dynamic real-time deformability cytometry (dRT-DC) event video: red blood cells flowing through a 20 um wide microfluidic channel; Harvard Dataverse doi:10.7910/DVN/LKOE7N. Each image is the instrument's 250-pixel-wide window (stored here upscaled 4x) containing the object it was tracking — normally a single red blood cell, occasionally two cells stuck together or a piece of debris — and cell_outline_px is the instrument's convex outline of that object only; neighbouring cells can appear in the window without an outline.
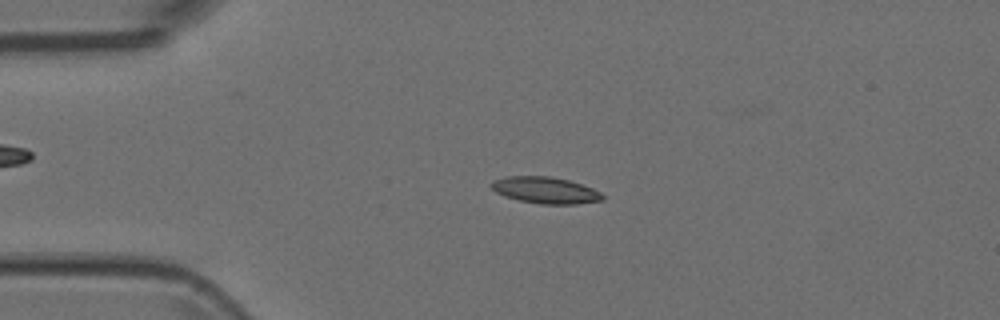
{"species": "Egyptian fruit bat (a non-hibernating species)", "species_latin": "Rousettus aegyptiacus", "temperature_condition": "room temperature", "stored_images_in_passage": 3, "camera_frame_rate_fps": 3000, "um_per_image_px": 0.085, "animal": {"sex": "female"}, "frame": {"image": 1, "passage_image": 2, "time_ms": 0.333, "image_size_px": [1000, 320], "cell_outline_px": [[604, 200], [576, 204], [540, 204], [520, 200], [504, 196], [496, 192], [488, 184], [492, 180], [504, 176], [548, 176], [568, 180], [592, 188], [600, 192], [604, 196]], "centroid_in_image_um": [46.32, 16.16], "position_along_channel_um": 38.7, "area_um2": 17.22}}